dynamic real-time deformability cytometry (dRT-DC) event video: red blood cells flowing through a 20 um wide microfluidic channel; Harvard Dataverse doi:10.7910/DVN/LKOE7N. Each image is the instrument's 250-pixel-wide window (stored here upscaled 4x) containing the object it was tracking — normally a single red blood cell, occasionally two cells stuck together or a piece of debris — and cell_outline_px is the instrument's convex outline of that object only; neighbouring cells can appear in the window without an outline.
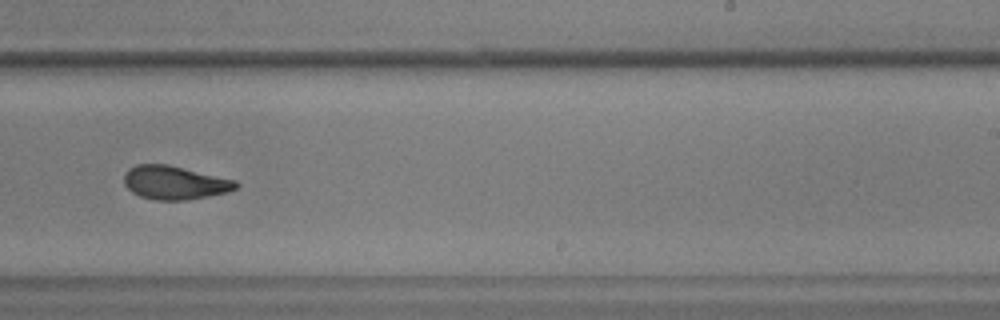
{"species": "common noctule bat (a hibernating species)", "species_latin": "Nyctalus noctula", "temperature_condition": "warm", "stored_images_in_passage": 34, "camera_frame_rate_fps": 3000, "um_per_image_px": 0.085, "animal": {"sex": "male", "body_mass_g": 17.9, "forearm_length_mm": 54.2}, "frame": {"image": 1, "passage_image": 16, "time_ms": 5.0, "image_size_px": [1000, 320], "cell_outline_px": [[240, 184], [236, 188], [228, 192], [208, 196], [184, 200], [156, 200], [140, 196], [132, 192], [124, 184], [124, 176], [128, 168], [136, 164], [168, 164], [236, 180]], "centroid_in_image_um": [14.84, 15.52], "position_along_channel_um": 274.2, "area_um2": 21.91}}
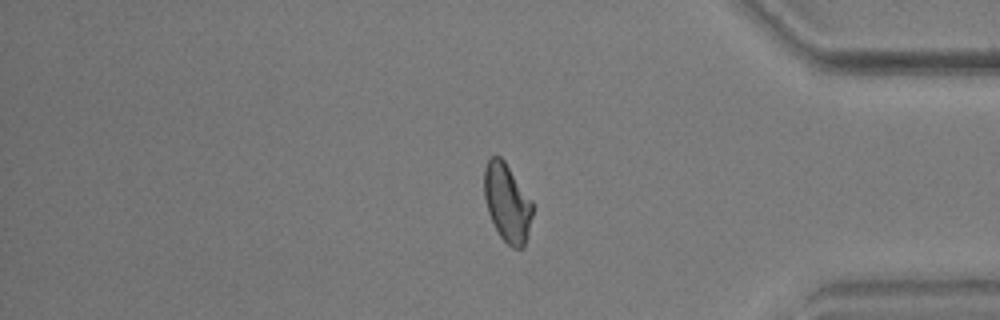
{"frame": {"image": 2, "passage_image": 26, "time_ms": 8.333, "image_size_px": [1000, 320], "cell_outline_px": [[536, 204], [524, 248], [512, 248], [500, 236], [488, 212], [484, 196], [484, 168], [488, 160], [492, 156], [500, 156], [504, 160]], "centroid_in_image_um": [43.15, 17.22], "position_along_channel_um": 392.1, "area_um2": 22.43}}
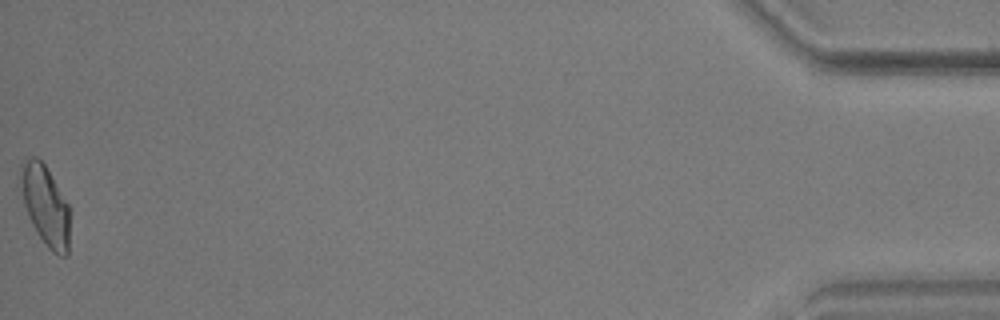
{"frame": {"image": 3, "passage_image": 34, "time_ms": 11.0, "image_size_px": [1000, 320], "cell_outline_px": [[68, 256], [60, 256], [52, 252], [48, 248], [32, 224], [28, 216], [16, 184], [20, 164], [24, 160], [32, 156], [36, 156], [44, 164], [68, 204]], "centroid_in_image_um": [3.77, 17.4], "position_along_channel_um": 431.4, "area_um2": 23.18}}